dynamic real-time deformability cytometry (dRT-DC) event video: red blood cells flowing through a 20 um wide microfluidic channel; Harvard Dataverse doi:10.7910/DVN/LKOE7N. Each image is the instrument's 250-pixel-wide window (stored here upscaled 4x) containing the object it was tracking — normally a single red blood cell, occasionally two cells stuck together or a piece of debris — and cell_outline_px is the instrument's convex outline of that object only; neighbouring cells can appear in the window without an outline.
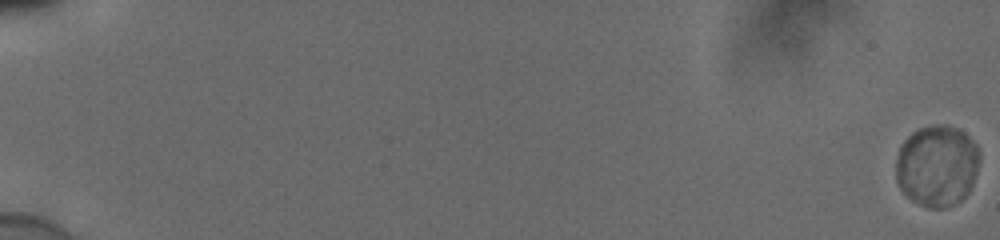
{"species": "human", "species_latin": "Homo sapiens", "temperature_condition": "cold", "stored_images_in_passage": 58, "camera_frame_rate_fps": 3000, "um_per_image_px": 0.085, "donor": {"sex": "male"}, "frame": {"image": 1, "passage_image": 1, "time_ms": 0.0, "image_size_px": [1000, 240], "cell_outline_px": [[980, 160], [972, 184], [968, 192], [960, 200], [944, 208], [928, 208], [912, 200], [900, 188], [896, 180], [896, 160], [900, 148], [904, 140], [912, 132], [920, 128], [936, 124], [948, 124], [964, 132], [976, 144], [980, 152]], "centroid_in_image_um": [79.65, 14.07], "position_along_channel_um": 5.3, "area_um2": 39.71}}
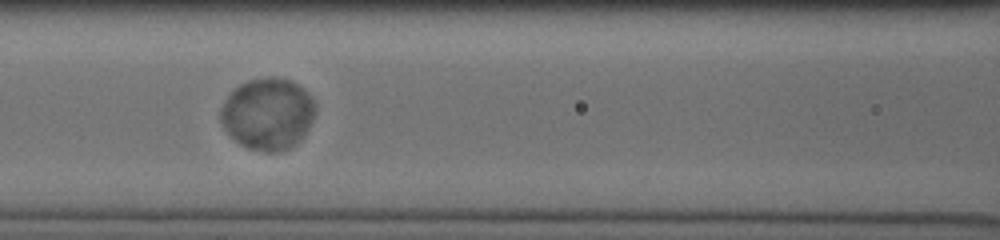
{"frame": {"image": 2, "passage_image": 30, "time_ms": 9.667, "image_size_px": [1000, 240], "cell_outline_px": [[316, 108], [312, 120], [308, 128], [300, 140], [288, 148], [272, 152], [264, 152], [248, 148], [240, 144], [224, 128], [220, 120], [220, 108], [228, 96], [240, 84], [248, 80], [272, 76], [288, 80], [296, 84], [316, 104]], "centroid_in_image_um": [22.74, 9.68], "position_along_channel_um": 143.9, "area_um2": 39.02}}
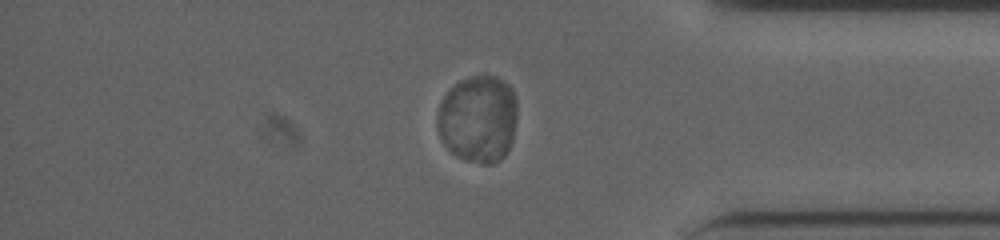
{"frame": {"image": 3, "passage_image": 51, "time_ms": 16.667, "image_size_px": [1000, 240], "cell_outline_px": [[516, 120], [512, 144], [504, 156], [500, 160], [492, 164], [480, 164], [464, 160], [452, 152], [440, 140], [436, 128], [436, 120], [440, 100], [460, 80], [472, 76], [496, 76], [508, 84], [512, 88], [516, 96]], "centroid_in_image_um": [40.64, 10.13], "position_along_channel_um": 394.6, "area_um2": 41.21}}